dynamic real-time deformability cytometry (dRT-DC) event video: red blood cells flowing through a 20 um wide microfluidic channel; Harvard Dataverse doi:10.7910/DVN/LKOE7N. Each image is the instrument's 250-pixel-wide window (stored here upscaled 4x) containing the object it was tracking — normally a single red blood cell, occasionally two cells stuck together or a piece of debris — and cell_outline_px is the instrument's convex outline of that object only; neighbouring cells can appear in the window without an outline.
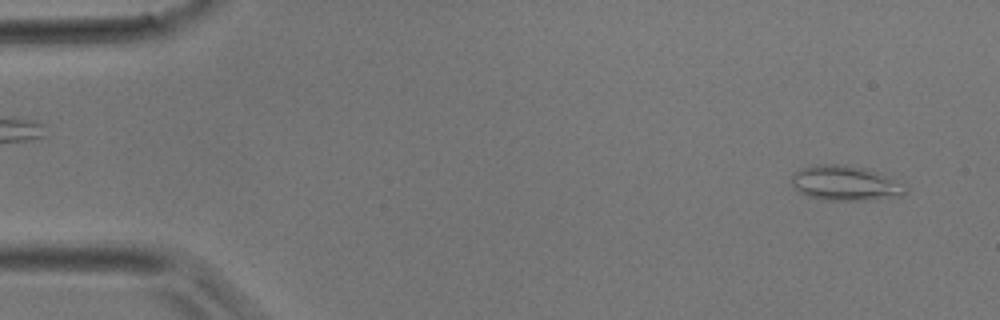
{"species": "common noctule bat (a hibernating species)", "species_latin": "Nyctalus noctula", "temperature_condition": "room temperature", "stored_images_in_passage": 40, "camera_frame_rate_fps": 3000, "um_per_image_px": 0.085, "animal": {"sex": "male", "body_mass_g": 17.9}, "frame": {"image": 1, "passage_image": 3, "time_ms": 0.667, "image_size_px": [1000, 320], "cell_outline_px": [[908, 188], [904, 196], [868, 200], [820, 200], [808, 196], [792, 188], [792, 176], [800, 168], [816, 164], [844, 164], [864, 168], [876, 172]], "centroid_in_image_um": [71.8, 15.58], "position_along_channel_um": 13.2, "area_um2": 23.12}}
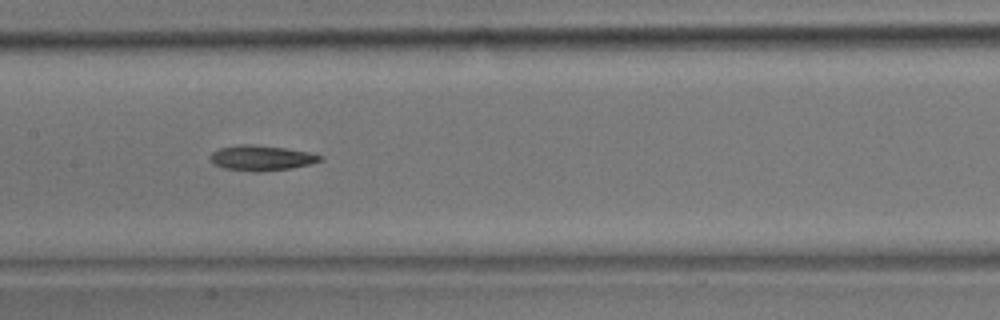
{"frame": {"image": 2, "passage_image": 20, "time_ms": 6.333, "image_size_px": [1000, 320], "cell_outline_px": [[324, 160], [312, 164], [292, 168], [260, 172], [252, 172], [224, 168], [216, 164], [212, 160], [212, 152], [220, 148], [236, 144], [252, 144], [284, 148], [308, 152], [324, 156]], "centroid_in_image_um": [22.28, 13.43], "position_along_channel_um": 185.1, "area_um2": 16.18}}
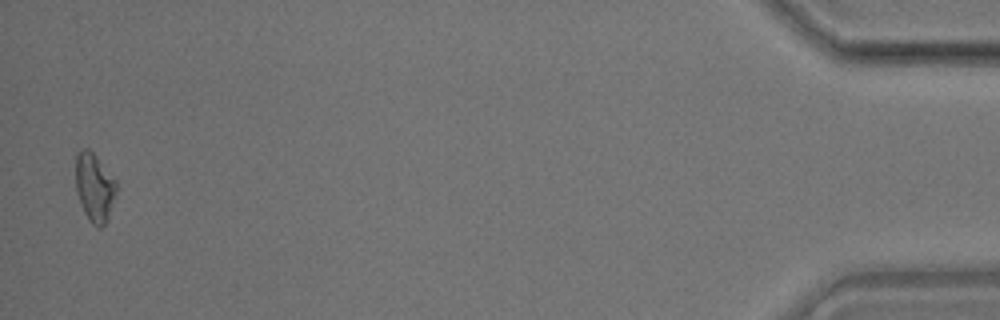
{"frame": {"image": 3, "passage_image": 40, "time_ms": 13.0, "image_size_px": [1000, 320], "cell_outline_px": [[116, 192], [108, 220], [100, 228], [96, 228], [88, 220], [84, 212], [76, 192], [76, 152], [80, 148], [88, 148], [96, 156], [116, 180]], "centroid_in_image_um": [8.02, 15.93], "position_along_channel_um": 427.2, "area_um2": 16.36}}